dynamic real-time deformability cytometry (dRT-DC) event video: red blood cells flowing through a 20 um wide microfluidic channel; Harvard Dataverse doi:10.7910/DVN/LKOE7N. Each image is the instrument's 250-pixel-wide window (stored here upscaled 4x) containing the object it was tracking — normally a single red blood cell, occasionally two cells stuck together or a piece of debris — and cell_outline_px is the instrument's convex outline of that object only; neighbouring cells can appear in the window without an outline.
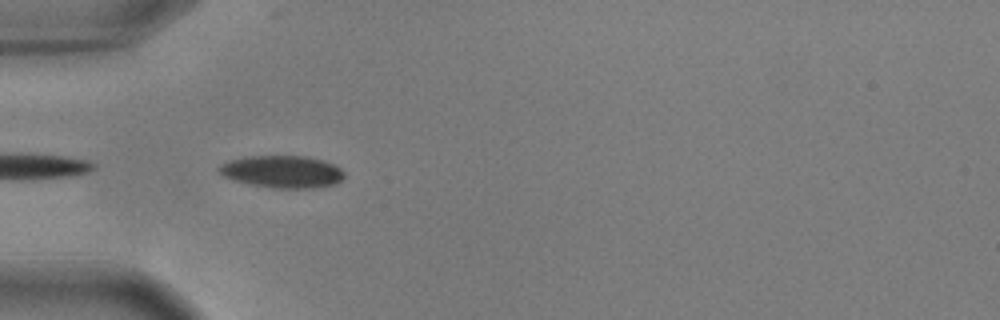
{"species": "common noctule bat (a hibernating species)", "species_latin": "Nyctalus noctula", "temperature_condition": "warm", "stored_images_in_passage": 5, "camera_frame_rate_fps": 3000, "um_per_image_px": 0.085, "animal": {"sex": "male", "body_mass_g": 17.9, "forearm_length_mm": 54.2}, "frame": {"image": 1, "passage_image": 2, "time_ms": 0.333, "image_size_px": [1000, 320], "cell_outline_px": [[344, 176], [336, 184], [312, 188], [272, 188], [232, 180], [224, 176], [216, 168], [220, 164], [228, 160], [244, 156], [308, 156], [324, 160], [340, 168], [344, 172]], "centroid_in_image_um": [23.97, 14.58], "position_along_channel_um": 61.0, "area_um2": 23.7}}